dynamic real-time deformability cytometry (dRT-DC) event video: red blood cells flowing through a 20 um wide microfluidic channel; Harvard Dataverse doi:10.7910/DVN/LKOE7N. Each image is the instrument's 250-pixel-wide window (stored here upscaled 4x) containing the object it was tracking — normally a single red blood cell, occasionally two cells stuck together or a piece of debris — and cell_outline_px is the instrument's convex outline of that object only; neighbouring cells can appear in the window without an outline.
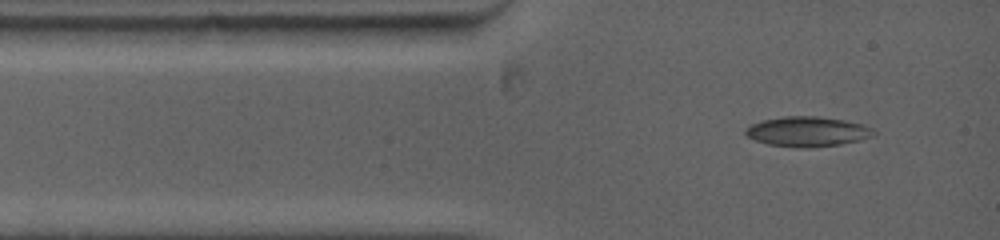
{"species": "common noctule bat (a hibernating species)", "species_latin": "Nyctalus noctula", "temperature_condition": "warm", "stored_images_in_passage": 2, "camera_frame_rate_fps": 5000, "um_per_image_px": 0.085, "animal": {"sex": "female", "body_mass_g": 19.0, "forearm_length_mm": 53.3}, "frame": {"image": 1, "passage_image": 1, "time_ms": 0.0, "image_size_px": [1000, 240], "cell_outline_px": [[876, 132], [872, 136], [860, 140], [840, 144], [808, 148], [800, 148], [768, 144], [756, 140], [748, 136], [744, 132], [744, 128], [752, 124], [764, 120], [784, 116], [816, 116], [844, 120], [864, 124], [872, 128]], "centroid_in_image_um": [68.64, 11.18], "position_along_channel_um": 16.4, "area_um2": 22.31}}